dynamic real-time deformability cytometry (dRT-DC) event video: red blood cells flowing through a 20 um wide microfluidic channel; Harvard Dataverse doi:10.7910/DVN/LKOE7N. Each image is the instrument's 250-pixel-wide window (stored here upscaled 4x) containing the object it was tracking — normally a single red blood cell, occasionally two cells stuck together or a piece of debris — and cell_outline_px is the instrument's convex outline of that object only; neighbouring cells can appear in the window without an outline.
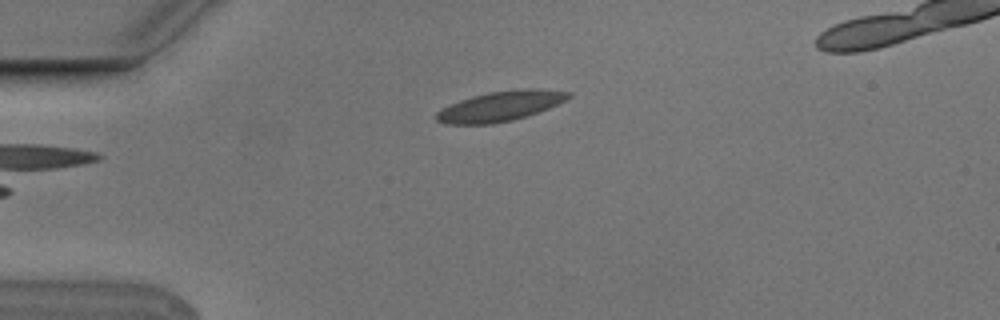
{"species": "Egyptian fruit bat (a non-hibernating species)", "species_latin": "Rousettus aegyptiacus", "temperature_condition": "cold", "stored_images_in_passage": 5, "camera_frame_rate_fps": 3000, "um_per_image_px": 0.085, "animal": {"sex": "male"}, "frame": {"image": 1, "passage_image": 5, "time_ms": 1.333, "image_size_px": [1000, 320], "cell_outline_px": [[572, 96], [548, 108], [512, 120], [492, 124], [444, 124], [436, 120], [436, 112], [440, 108], [460, 100], [472, 96], [488, 92], [524, 88], [536, 88], [572, 92]], "centroid_in_image_um": [42.49, 9.02], "position_along_channel_um": 42.5, "area_um2": 23.0}}